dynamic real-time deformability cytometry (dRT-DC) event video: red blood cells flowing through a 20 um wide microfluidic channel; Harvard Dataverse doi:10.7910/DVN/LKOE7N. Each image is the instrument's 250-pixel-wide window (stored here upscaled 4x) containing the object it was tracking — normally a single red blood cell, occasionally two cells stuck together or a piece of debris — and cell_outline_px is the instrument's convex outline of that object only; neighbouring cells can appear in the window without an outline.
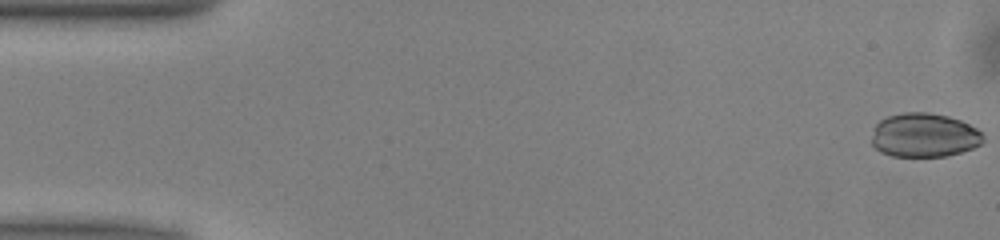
{"species": "common noctule bat (a hibernating species)", "species_latin": "Nyctalus noctula", "temperature_condition": "warm", "stored_images_in_passage": 25, "camera_frame_rate_fps": 3000, "um_per_image_px": 0.085, "animal": {"sex": "male", "body_mass_g": 13.0, "forearm_length_mm": 53.1}, "frame": {"image": 1, "passage_image": 1, "time_ms": 0.0, "image_size_px": [1000, 240], "cell_outline_px": [[984, 140], [980, 144], [972, 148], [960, 152], [944, 156], [892, 156], [880, 152], [872, 144], [872, 136], [876, 124], [880, 120], [888, 116], [904, 112], [928, 112], [948, 116], [960, 120], [976, 128], [984, 136]], "centroid_in_image_um": [78.54, 11.49], "position_along_channel_um": 6.5, "area_um2": 28.5}}
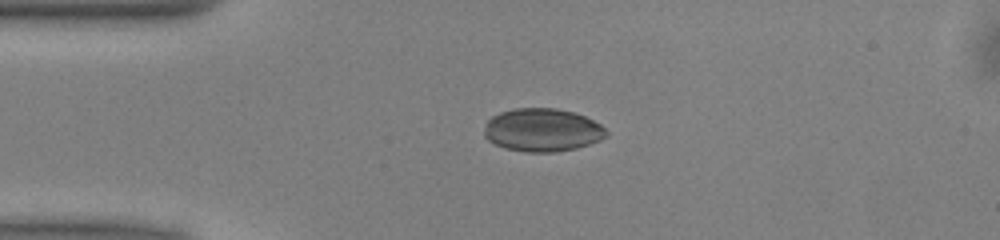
{"frame": {"image": 2, "passage_image": 12, "time_ms": 3.667, "image_size_px": [1000, 240], "cell_outline_px": [[608, 136], [600, 140], [576, 148], [556, 152], [524, 152], [504, 148], [488, 140], [484, 136], [484, 128], [488, 120], [492, 116], [500, 112], [512, 108], [556, 108], [572, 112], [584, 116], [600, 124], [608, 132]], "centroid_in_image_um": [46.08, 11.05], "position_along_channel_um": 38.9, "area_um2": 30.75}}